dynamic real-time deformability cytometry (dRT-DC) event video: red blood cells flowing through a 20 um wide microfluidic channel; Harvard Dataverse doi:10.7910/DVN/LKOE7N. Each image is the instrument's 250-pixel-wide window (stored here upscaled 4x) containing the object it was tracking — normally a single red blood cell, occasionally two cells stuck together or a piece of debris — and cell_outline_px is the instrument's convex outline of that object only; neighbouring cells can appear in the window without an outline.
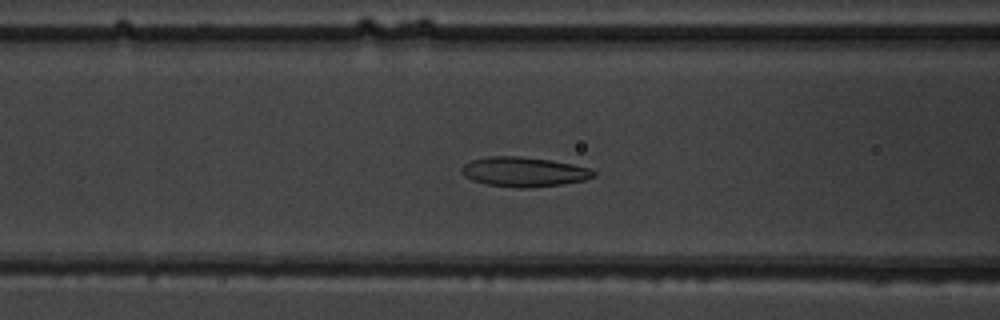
{"species": "common noctule bat (a hibernating species)", "species_latin": "Nyctalus noctula", "temperature_condition": "warm", "stored_images_in_passage": 51, "camera_frame_rate_fps": 3000, "um_per_image_px": 0.085, "animal": {"sex": "male", "body_mass_g": 19.5, "forearm_length_mm": 54.6}, "frame": {"image": 1, "passage_image": 21, "time_ms": 6.667, "image_size_px": [1000, 320], "cell_outline_px": [[596, 176], [584, 180], [560, 184], [528, 188], [520, 188], [488, 184], [472, 180], [464, 176], [460, 172], [460, 168], [464, 164], [472, 160], [488, 156], [520, 156], [548, 160], [572, 164], [592, 168], [596, 172]], "centroid_in_image_um": [44.53, 14.6], "position_along_channel_um": 122.1, "area_um2": 22.77}}
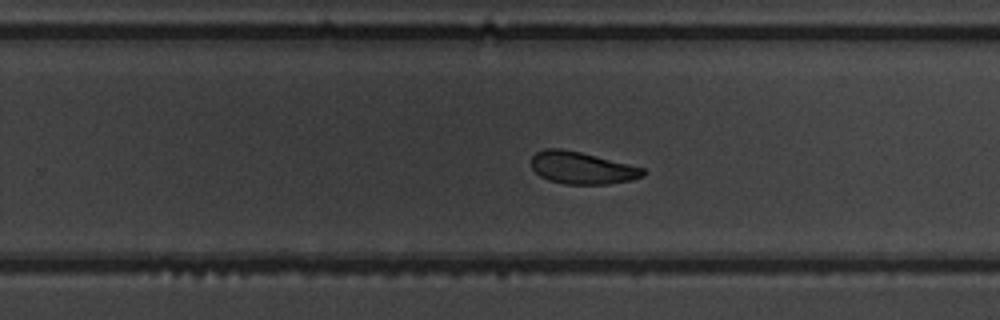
{"frame": {"image": 2, "passage_image": 33, "time_ms": 10.667, "image_size_px": [1000, 320], "cell_outline_px": [[644, 176], [632, 180], [608, 184], [564, 184], [548, 180], [540, 176], [532, 168], [532, 156], [536, 152], [544, 148], [560, 148], [580, 152], [644, 168]], "centroid_in_image_um": [49.44, 14.27], "position_along_channel_um": 280.4, "area_um2": 20.87}}
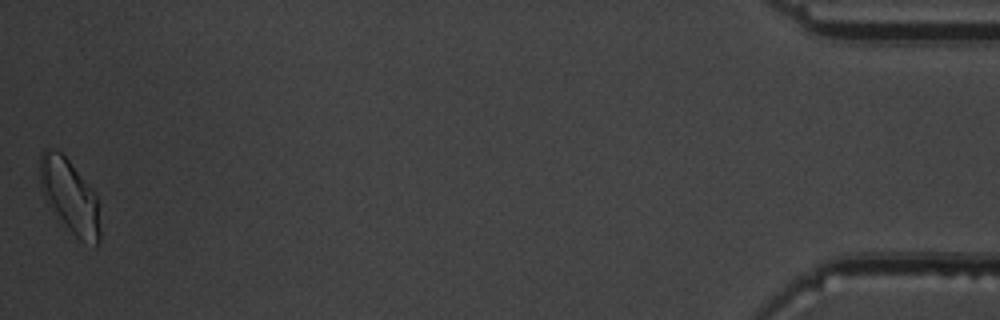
{"frame": {"image": 3, "passage_image": 51, "time_ms": 16.667, "image_size_px": [1000, 320], "cell_outline_px": [[100, 240], [96, 244], [80, 240], [52, 212], [40, 188], [40, 152], [44, 148], [56, 148], [68, 160], [88, 184], [96, 196], [100, 232]], "centroid_in_image_um": [5.88, 16.64], "position_along_channel_um": 429.3, "area_um2": 25.49}, "authors_computed_cell_mechanics": {"area_um2": 22.7154, "velocity_mm_per_s": 3.9688, "shape_relaxation_time_tau1_ms": 5.1603, "shape_relaxation_time_tau2_ms": 2.4962, "deformation_change_tau1": 0.1341, "deformation_change_tau2": 0.0764}}